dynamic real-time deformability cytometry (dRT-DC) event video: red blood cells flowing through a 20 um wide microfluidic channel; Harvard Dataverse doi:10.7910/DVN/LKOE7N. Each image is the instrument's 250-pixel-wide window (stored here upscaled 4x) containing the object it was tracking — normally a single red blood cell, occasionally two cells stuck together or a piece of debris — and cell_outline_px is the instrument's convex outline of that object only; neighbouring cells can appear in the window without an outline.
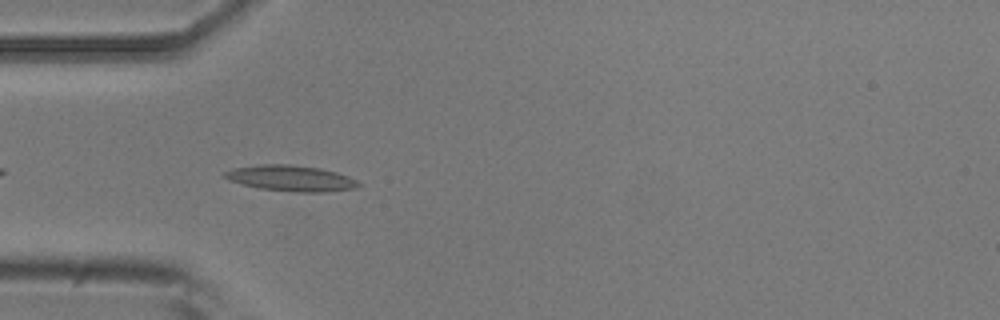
{"species": "common noctule bat (a hibernating species)", "species_latin": "Nyctalus noctula", "temperature_condition": "room temperature", "stored_images_in_passage": 37, "camera_frame_rate_fps": 3000, "um_per_image_px": 0.085, "animal": {"sex": "male", "body_mass_g": 20.5, "forearm_length_mm": 52.5}, "frame": {"image": 1, "passage_image": 1, "time_ms": 0.0, "image_size_px": [1000, 320], "cell_outline_px": [[360, 184], [356, 188], [324, 192], [296, 192], [260, 188], [228, 180], [224, 176], [224, 172], [232, 168], [260, 164], [288, 164], [320, 168], [336, 172], [348, 176], [356, 180]], "centroid_in_image_um": [24.72, 15.14], "position_along_channel_um": 60.3, "area_um2": 20.0}}
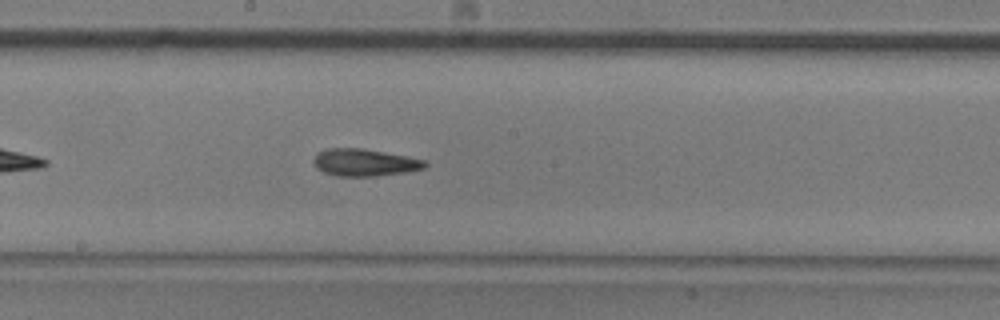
{"frame": {"image": 2, "passage_image": 13, "time_ms": 4.0, "image_size_px": [1000, 320], "cell_outline_px": [[428, 164], [424, 168], [404, 172], [372, 176], [336, 176], [324, 172], [316, 168], [312, 160], [316, 152], [328, 148], [364, 148], [408, 156], [428, 160]], "centroid_in_image_um": [30.97, 13.79], "position_along_channel_um": 217.2, "area_um2": 17.86}}
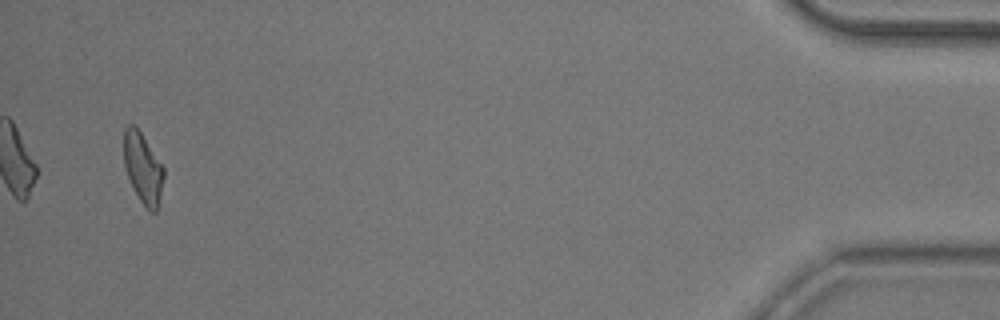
{"frame": {"image": 3, "passage_image": 35, "time_ms": 11.333, "image_size_px": [1000, 320], "cell_outline_px": [[164, 176], [156, 212], [152, 212], [140, 200], [128, 176], [124, 164], [124, 128], [128, 124], [132, 124], [140, 132], [164, 168]], "centroid_in_image_um": [12.14, 14.26], "position_along_channel_um": 423.1, "area_um2": 15.78}, "authors_computed_cell_mechanics": {"area_um2": 17.051, "velocity_mm_per_s": 3.9489, "shape_relaxation_time_tau1_ms": 6.994, "shape_relaxation_time_tau2_ms": 3.4182, "deformation_change_tau1": 0.223, "deformation_change_tau2": 0.1372}}